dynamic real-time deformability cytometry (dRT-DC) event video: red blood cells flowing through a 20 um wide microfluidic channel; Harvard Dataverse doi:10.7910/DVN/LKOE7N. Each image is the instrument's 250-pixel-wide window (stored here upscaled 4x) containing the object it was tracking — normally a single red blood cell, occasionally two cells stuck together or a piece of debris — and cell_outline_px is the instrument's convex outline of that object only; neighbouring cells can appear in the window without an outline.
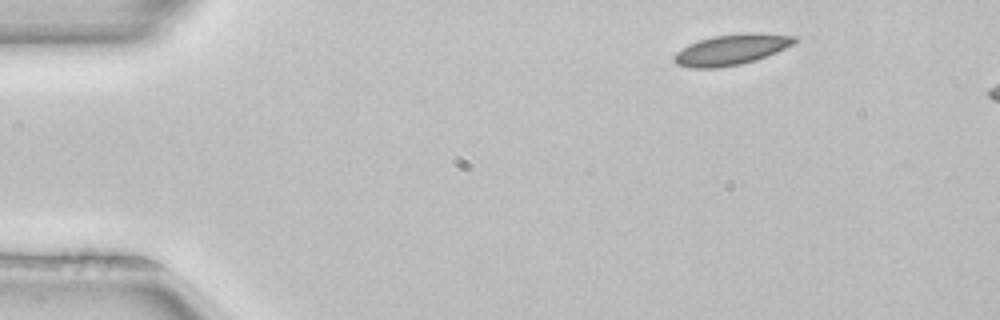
{"species": "common noctule bat (a hibernating species)", "species_latin": "Nyctalus noctula", "temperature_condition": "room temperature", "stored_images_in_passage": 7, "camera_frame_rate_fps": 3000, "um_per_image_px": 0.085, "animal": {"sex": "female", "body_mass_g": 22.7, "forearm_length_mm": 54.2}, "frame": {"image": 1, "passage_image": 1, "time_ms": 0.0, "image_size_px": [1000, 320], "cell_outline_px": [[800, 40], [776, 52], [756, 60], [740, 64], [716, 68], [692, 68], [676, 64], [672, 60], [672, 56], [676, 52], [688, 44], [700, 40], [716, 36], [748, 32], [760, 32], [800, 36]], "centroid_in_image_um": [62.19, 4.2], "position_along_channel_um": 22.8, "area_um2": 21.68}}